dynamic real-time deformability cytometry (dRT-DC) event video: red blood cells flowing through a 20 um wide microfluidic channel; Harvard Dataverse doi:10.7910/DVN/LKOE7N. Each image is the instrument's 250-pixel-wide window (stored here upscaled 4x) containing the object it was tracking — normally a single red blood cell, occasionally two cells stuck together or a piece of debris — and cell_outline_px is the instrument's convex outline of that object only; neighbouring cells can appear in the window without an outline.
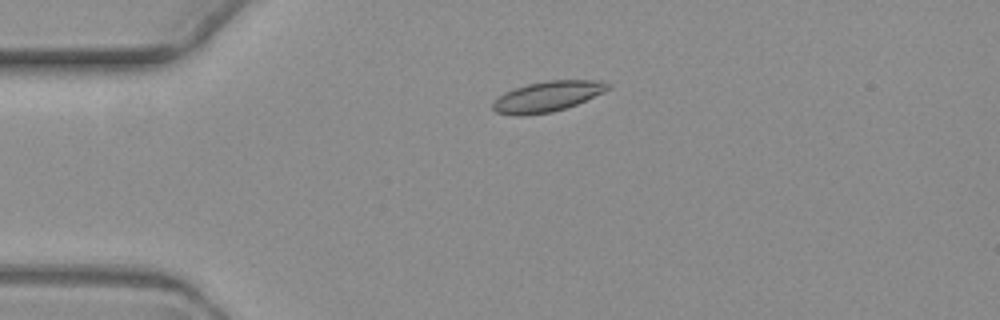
{"species": "common noctule bat (a hibernating species)", "species_latin": "Nyctalus noctula", "temperature_condition": "warm", "stored_images_in_passage": 3, "segment_of_instrument_passage": [1, 2], "camera_frame_rate_fps": 3000, "um_per_image_px": 0.085, "animal": {"sex": "female", "body_mass_g": 19.3, "forearm_length_mm": 54.1}, "frame": {"image": 1, "passage_image": 1, "time_ms": 0.0, "image_size_px": [1000, 320], "cell_outline_px": [[612, 88], [604, 92], [576, 104], [552, 112], [496, 112], [492, 108], [492, 104], [504, 92], [528, 84], [548, 80], [600, 80], [612, 84]], "centroid_in_image_um": [46.66, 8.13], "position_along_channel_um": 38.3, "area_um2": 19.48}}